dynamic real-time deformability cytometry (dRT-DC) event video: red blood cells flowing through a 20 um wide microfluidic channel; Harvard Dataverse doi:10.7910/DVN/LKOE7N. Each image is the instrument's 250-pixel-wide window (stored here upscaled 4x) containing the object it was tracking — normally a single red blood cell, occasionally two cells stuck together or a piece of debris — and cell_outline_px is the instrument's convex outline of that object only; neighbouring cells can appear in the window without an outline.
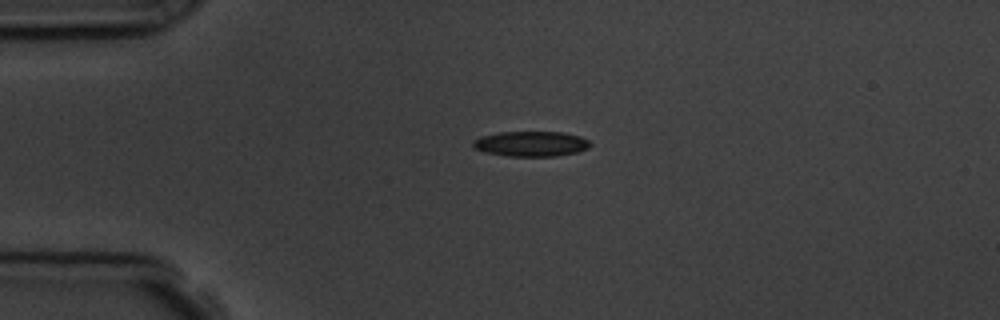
{"species": "common noctule bat (a hibernating species)", "species_latin": "Nyctalus noctula", "temperature_condition": "room temperature", "stored_images_in_passage": 5, "camera_frame_rate_fps": 3000, "um_per_image_px": 0.085, "animal": {"sex": "male", "body_mass_g": 19.5, "forearm_length_mm": 54.6}, "frame": {"image": 1, "passage_image": 3, "time_ms": 2.0, "image_size_px": [1000, 320], "cell_outline_px": [[592, 144], [588, 148], [576, 152], [556, 156], [508, 156], [484, 152], [476, 148], [472, 144], [472, 140], [480, 136], [500, 132], [564, 132], [580, 136], [588, 140]], "centroid_in_image_um": [45.13, 12.22], "position_along_channel_um": 39.9, "area_um2": 17.22}}